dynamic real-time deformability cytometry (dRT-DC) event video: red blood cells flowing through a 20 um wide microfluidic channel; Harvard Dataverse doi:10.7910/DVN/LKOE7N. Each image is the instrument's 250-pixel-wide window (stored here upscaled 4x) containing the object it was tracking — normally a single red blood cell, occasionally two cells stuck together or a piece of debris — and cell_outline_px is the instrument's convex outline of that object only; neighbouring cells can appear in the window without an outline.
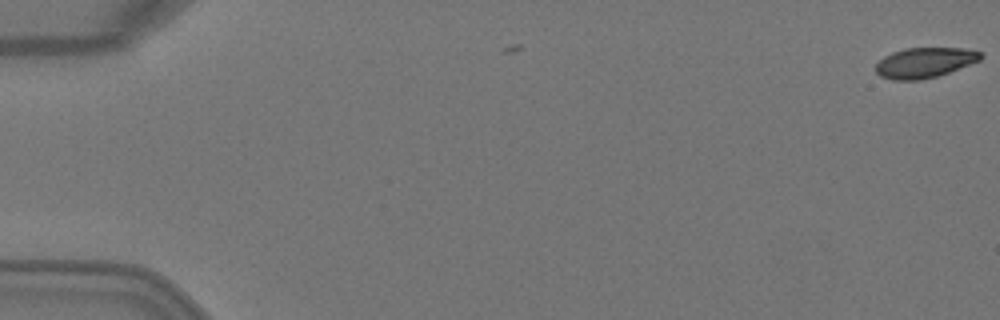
{"species": "Egyptian fruit bat (a non-hibernating species)", "species_latin": "Rousettus aegyptiacus", "temperature_condition": "warm", "stored_images_in_passage": 2, "camera_frame_rate_fps": 3000, "um_per_image_px": 0.085, "animal": {"sex": "female"}, "frame": {"image": 1, "passage_image": 1, "time_ms": 0.0, "image_size_px": [1000, 320], "cell_outline_px": [[984, 56], [980, 60], [948, 72], [936, 76], [920, 80], [892, 80], [880, 76], [876, 72], [876, 64], [884, 56], [892, 52], [904, 48], [964, 48], [980, 52]], "centroid_in_image_um": [78.57, 5.32], "position_along_channel_um": 6.4, "area_um2": 18.38}}